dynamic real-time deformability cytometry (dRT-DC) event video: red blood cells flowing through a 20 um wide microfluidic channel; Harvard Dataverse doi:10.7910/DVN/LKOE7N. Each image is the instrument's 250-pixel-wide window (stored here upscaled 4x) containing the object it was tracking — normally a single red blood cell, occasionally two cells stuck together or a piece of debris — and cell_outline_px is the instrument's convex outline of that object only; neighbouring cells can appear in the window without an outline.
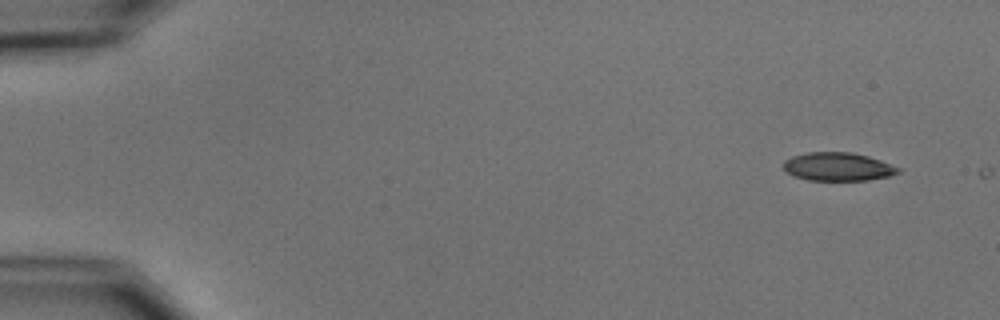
{"species": "common noctule bat (a hibernating species)", "species_latin": "Nyctalus noctula", "temperature_condition": "cold", "stored_images_in_passage": 2, "camera_frame_rate_fps": 3000, "um_per_image_px": 0.085, "animal": {"sex": "male", "body_mass_g": 15.6}, "frame": {"image": 1, "passage_image": 1, "time_ms": 0.0, "image_size_px": [1000, 320], "cell_outline_px": [[904, 168], [900, 172], [888, 176], [868, 180], [808, 180], [796, 176], [788, 172], [784, 168], [784, 160], [792, 156], [808, 152], [852, 152], [868, 156]], "centroid_in_image_um": [71.27, 14.16], "position_along_channel_um": 13.7, "area_um2": 18.96}}